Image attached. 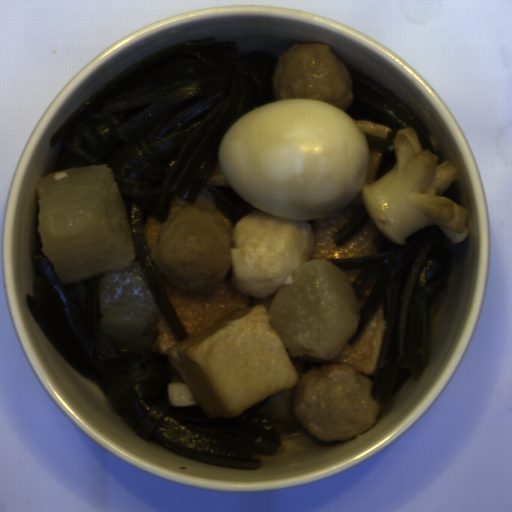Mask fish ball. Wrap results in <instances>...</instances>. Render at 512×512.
Returning a JSON list of instances; mask_svg holds the SVG:
<instances>
[{
    "label": "fish ball",
    "mask_w": 512,
    "mask_h": 512,
    "mask_svg": "<svg viewBox=\"0 0 512 512\" xmlns=\"http://www.w3.org/2000/svg\"><path fill=\"white\" fill-rule=\"evenodd\" d=\"M186 206H193V203L175 195L174 197H172L171 200L168 217H170L171 215H173L174 213H176L177 211L181 210Z\"/></svg>",
    "instance_id": "fish-ball-7"
},
{
    "label": "fish ball",
    "mask_w": 512,
    "mask_h": 512,
    "mask_svg": "<svg viewBox=\"0 0 512 512\" xmlns=\"http://www.w3.org/2000/svg\"><path fill=\"white\" fill-rule=\"evenodd\" d=\"M368 164L367 173L364 184H374L377 182L379 169L382 160V151L370 148L367 146Z\"/></svg>",
    "instance_id": "fish-ball-4"
},
{
    "label": "fish ball",
    "mask_w": 512,
    "mask_h": 512,
    "mask_svg": "<svg viewBox=\"0 0 512 512\" xmlns=\"http://www.w3.org/2000/svg\"><path fill=\"white\" fill-rule=\"evenodd\" d=\"M162 222L150 212H146L143 224L141 228V232L146 243L148 252L152 258V250L155 242V238L162 226Z\"/></svg>",
    "instance_id": "fish-ball-3"
},
{
    "label": "fish ball",
    "mask_w": 512,
    "mask_h": 512,
    "mask_svg": "<svg viewBox=\"0 0 512 512\" xmlns=\"http://www.w3.org/2000/svg\"><path fill=\"white\" fill-rule=\"evenodd\" d=\"M192 206L226 225L230 269L210 294L178 290L158 272L187 336L177 342L161 313L156 349L158 355L168 356L210 419H229L299 384L300 376L268 311L276 293L293 282L296 268L313 259L375 255L374 240L381 232L369 219L342 245L333 238L364 206L361 190L341 210L309 221L260 210L233 223L217 209L205 187Z\"/></svg>",
    "instance_id": "fish-ball-1"
},
{
    "label": "fish ball",
    "mask_w": 512,
    "mask_h": 512,
    "mask_svg": "<svg viewBox=\"0 0 512 512\" xmlns=\"http://www.w3.org/2000/svg\"><path fill=\"white\" fill-rule=\"evenodd\" d=\"M385 324L383 298L353 345L348 342L333 358H329L330 361L334 365L346 364L364 374L376 376Z\"/></svg>",
    "instance_id": "fish-ball-2"
},
{
    "label": "fish ball",
    "mask_w": 512,
    "mask_h": 512,
    "mask_svg": "<svg viewBox=\"0 0 512 512\" xmlns=\"http://www.w3.org/2000/svg\"><path fill=\"white\" fill-rule=\"evenodd\" d=\"M379 273H380V271L374 273V275H373L372 279L370 280L368 286L366 287L364 293L362 294L361 298L359 299V301H358L359 312L362 311V309H363V307H364V305H365V303H366V301H367V299H368V297L378 279Z\"/></svg>",
    "instance_id": "fish-ball-6"
},
{
    "label": "fish ball",
    "mask_w": 512,
    "mask_h": 512,
    "mask_svg": "<svg viewBox=\"0 0 512 512\" xmlns=\"http://www.w3.org/2000/svg\"><path fill=\"white\" fill-rule=\"evenodd\" d=\"M357 124L361 132H367L387 139L389 132H393L384 124H375L368 120H352Z\"/></svg>",
    "instance_id": "fish-ball-5"
},
{
    "label": "fish ball",
    "mask_w": 512,
    "mask_h": 512,
    "mask_svg": "<svg viewBox=\"0 0 512 512\" xmlns=\"http://www.w3.org/2000/svg\"><path fill=\"white\" fill-rule=\"evenodd\" d=\"M362 270L357 271H343L350 285L352 286Z\"/></svg>",
    "instance_id": "fish-ball-8"
}]
</instances>
